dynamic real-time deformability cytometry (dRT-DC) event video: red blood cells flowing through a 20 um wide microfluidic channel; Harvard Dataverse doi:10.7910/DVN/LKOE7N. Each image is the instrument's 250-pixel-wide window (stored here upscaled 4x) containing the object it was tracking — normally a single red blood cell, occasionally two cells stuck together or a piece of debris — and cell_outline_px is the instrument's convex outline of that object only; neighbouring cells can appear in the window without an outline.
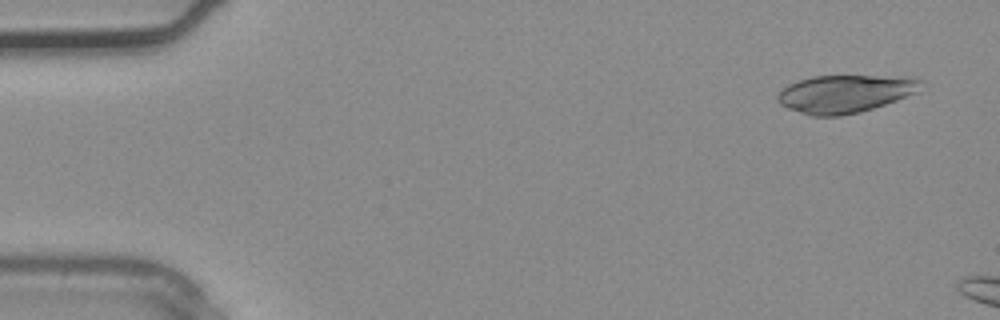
{"species": "common noctule bat (a hibernating species)", "species_latin": "Nyctalus noctula", "temperature_condition": "warm", "stored_images_in_passage": 2, "camera_frame_rate_fps": 3000, "um_per_image_px": 0.085, "animal": {"sex": "male", "body_mass_g": 20.4}, "frame": {"image": 1, "passage_image": 1, "time_ms": 0.0, "image_size_px": [1000, 320], "cell_outline_px": [[920, 80], [912, 92], [896, 100], [860, 112], [840, 116], [808, 116], [788, 108], [780, 104], [776, 100], [776, 96], [788, 84], [812, 76], [912, 76]], "centroid_in_image_um": [71.72, 7.97], "position_along_channel_um": 13.3, "area_um2": 31.1}}